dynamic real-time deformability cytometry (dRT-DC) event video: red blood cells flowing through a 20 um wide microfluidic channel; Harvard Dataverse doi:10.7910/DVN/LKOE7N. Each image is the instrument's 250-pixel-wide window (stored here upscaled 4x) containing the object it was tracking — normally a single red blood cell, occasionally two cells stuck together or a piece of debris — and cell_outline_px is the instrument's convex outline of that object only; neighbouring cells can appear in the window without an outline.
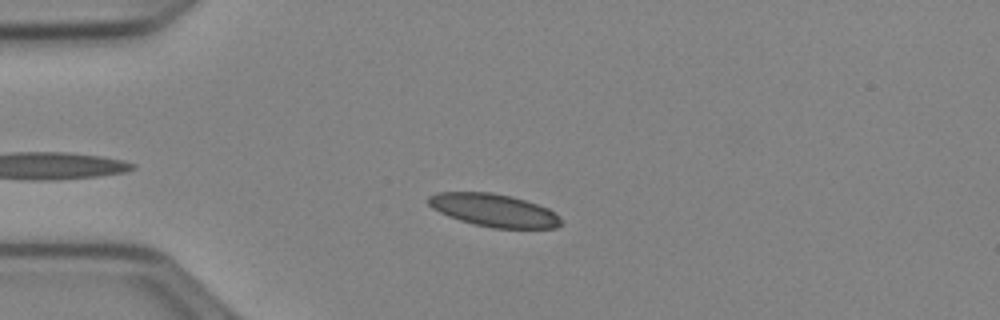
{"species": "Egyptian fruit bat (a non-hibernating species)", "species_latin": "Rousettus aegyptiacus", "temperature_condition": "cold", "stored_images_in_passage": 39, "camera_frame_rate_fps": 3000, "um_per_image_px": 0.085, "animal": {"sex": "female"}, "frame": {"image": 1, "passage_image": 7, "time_ms": 2.0, "image_size_px": [1000, 320], "cell_outline_px": [[560, 224], [556, 228], [492, 228], [460, 220], [448, 216], [432, 208], [428, 204], [428, 196], [436, 192], [492, 192], [512, 196], [548, 208], [560, 216]], "centroid_in_image_um": [41.96, 17.86], "position_along_channel_um": 43.0, "area_um2": 25.26}}
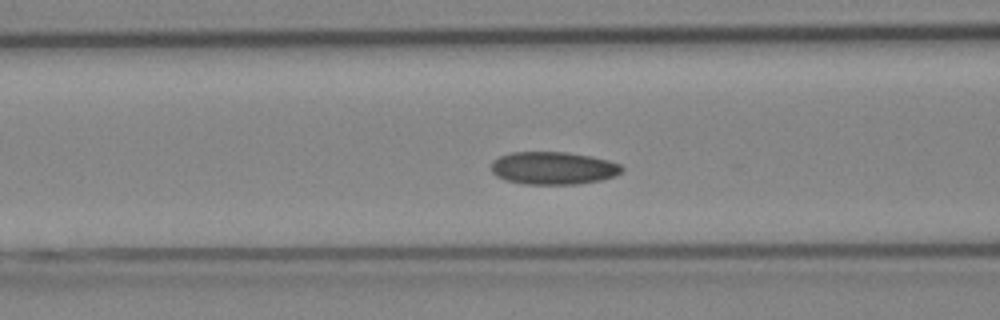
{"frame": {"image": 2, "passage_image": 15, "time_ms": 4.667, "image_size_px": [1000, 320], "cell_outline_px": [[624, 168], [616, 176], [600, 180], [576, 184], [524, 184], [504, 180], [496, 176], [492, 172], [492, 160], [500, 156], [512, 152], [564, 152], [588, 156], [608, 160], [620, 164]], "centroid_in_image_um": [47.0, 14.29], "position_along_channel_um": 119.6, "area_um2": 24.85}}
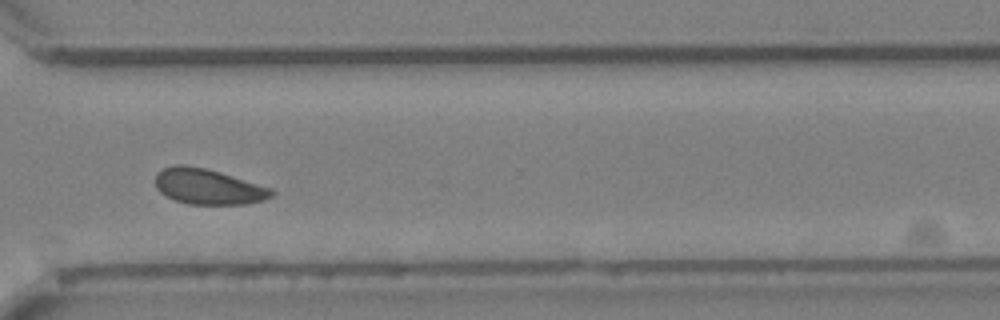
{"frame": {"image": 3, "passage_image": 33, "time_ms": 10.667, "image_size_px": [1000, 320], "cell_outline_px": [[276, 192], [272, 196], [264, 200], [244, 204], [188, 204], [164, 196], [156, 188], [156, 172], [164, 168], [176, 164], [180, 164], [204, 168], [220, 172], [272, 188]], "centroid_in_image_um": [17.69, 15.86], "position_along_channel_um": 352.9, "area_um2": 24.04}, "authors_computed_cell_mechanics": {"area_um2": 24.4494, "velocity_mm_per_s": 3.8837, "shape_relaxation_time_tau1_ms": 4.7816, "shape_relaxation_time_tau2_ms": 3.5931, "deformation_change_tau1": 0.1129, "deformation_change_tau2": 0.0667}}